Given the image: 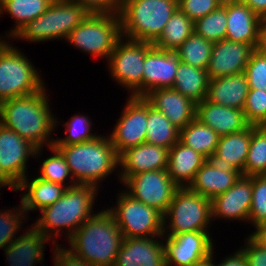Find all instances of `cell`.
I'll use <instances>...</instances> for the list:
<instances>
[{
	"instance_id": "21",
	"label": "cell",
	"mask_w": 266,
	"mask_h": 266,
	"mask_svg": "<svg viewBox=\"0 0 266 266\" xmlns=\"http://www.w3.org/2000/svg\"><path fill=\"white\" fill-rule=\"evenodd\" d=\"M123 238L114 266H166L163 240Z\"/></svg>"
},
{
	"instance_id": "51",
	"label": "cell",
	"mask_w": 266,
	"mask_h": 266,
	"mask_svg": "<svg viewBox=\"0 0 266 266\" xmlns=\"http://www.w3.org/2000/svg\"><path fill=\"white\" fill-rule=\"evenodd\" d=\"M10 187L14 192L17 191V185L2 171L0 167V189Z\"/></svg>"
},
{
	"instance_id": "33",
	"label": "cell",
	"mask_w": 266,
	"mask_h": 266,
	"mask_svg": "<svg viewBox=\"0 0 266 266\" xmlns=\"http://www.w3.org/2000/svg\"><path fill=\"white\" fill-rule=\"evenodd\" d=\"M219 137L213 129L195 118L180 129L179 141L207 158L215 153Z\"/></svg>"
},
{
	"instance_id": "28",
	"label": "cell",
	"mask_w": 266,
	"mask_h": 266,
	"mask_svg": "<svg viewBox=\"0 0 266 266\" xmlns=\"http://www.w3.org/2000/svg\"><path fill=\"white\" fill-rule=\"evenodd\" d=\"M27 178H24L17 185V191L24 192L25 190L20 203L26 214L29 213L28 211L42 210L54 204L63 196L67 189L62 184L47 181L38 176L30 180V182Z\"/></svg>"
},
{
	"instance_id": "13",
	"label": "cell",
	"mask_w": 266,
	"mask_h": 266,
	"mask_svg": "<svg viewBox=\"0 0 266 266\" xmlns=\"http://www.w3.org/2000/svg\"><path fill=\"white\" fill-rule=\"evenodd\" d=\"M120 118L109 134L117 155L145 142L147 130V101L129 96Z\"/></svg>"
},
{
	"instance_id": "9",
	"label": "cell",
	"mask_w": 266,
	"mask_h": 266,
	"mask_svg": "<svg viewBox=\"0 0 266 266\" xmlns=\"http://www.w3.org/2000/svg\"><path fill=\"white\" fill-rule=\"evenodd\" d=\"M121 37L119 14L90 13L66 40L86 54L108 60Z\"/></svg>"
},
{
	"instance_id": "19",
	"label": "cell",
	"mask_w": 266,
	"mask_h": 266,
	"mask_svg": "<svg viewBox=\"0 0 266 266\" xmlns=\"http://www.w3.org/2000/svg\"><path fill=\"white\" fill-rule=\"evenodd\" d=\"M252 126L246 129L219 137L214 154L206 158V161L214 168L225 172H241L248 156L251 140Z\"/></svg>"
},
{
	"instance_id": "37",
	"label": "cell",
	"mask_w": 266,
	"mask_h": 266,
	"mask_svg": "<svg viewBox=\"0 0 266 266\" xmlns=\"http://www.w3.org/2000/svg\"><path fill=\"white\" fill-rule=\"evenodd\" d=\"M227 30V5L205 15L194 22V32L213 43L225 39Z\"/></svg>"
},
{
	"instance_id": "20",
	"label": "cell",
	"mask_w": 266,
	"mask_h": 266,
	"mask_svg": "<svg viewBox=\"0 0 266 266\" xmlns=\"http://www.w3.org/2000/svg\"><path fill=\"white\" fill-rule=\"evenodd\" d=\"M169 149L149 143L129 148L119 155L121 167L118 179L123 183L127 178L141 172L167 170Z\"/></svg>"
},
{
	"instance_id": "32",
	"label": "cell",
	"mask_w": 266,
	"mask_h": 266,
	"mask_svg": "<svg viewBox=\"0 0 266 266\" xmlns=\"http://www.w3.org/2000/svg\"><path fill=\"white\" fill-rule=\"evenodd\" d=\"M147 132L145 142L170 149L179 141L180 129L147 102Z\"/></svg>"
},
{
	"instance_id": "53",
	"label": "cell",
	"mask_w": 266,
	"mask_h": 266,
	"mask_svg": "<svg viewBox=\"0 0 266 266\" xmlns=\"http://www.w3.org/2000/svg\"><path fill=\"white\" fill-rule=\"evenodd\" d=\"M214 257V251L212 250L211 255L199 262L198 264H194L193 266H215L213 258Z\"/></svg>"
},
{
	"instance_id": "39",
	"label": "cell",
	"mask_w": 266,
	"mask_h": 266,
	"mask_svg": "<svg viewBox=\"0 0 266 266\" xmlns=\"http://www.w3.org/2000/svg\"><path fill=\"white\" fill-rule=\"evenodd\" d=\"M65 132L64 138L55 139L54 145H73L79 144L85 141H90L99 135L96 133H91L92 122L89 120L88 116L84 115H73L68 122H65Z\"/></svg>"
},
{
	"instance_id": "26",
	"label": "cell",
	"mask_w": 266,
	"mask_h": 266,
	"mask_svg": "<svg viewBox=\"0 0 266 266\" xmlns=\"http://www.w3.org/2000/svg\"><path fill=\"white\" fill-rule=\"evenodd\" d=\"M249 84L244 72L209 80L206 100L222 106L244 109Z\"/></svg>"
},
{
	"instance_id": "11",
	"label": "cell",
	"mask_w": 266,
	"mask_h": 266,
	"mask_svg": "<svg viewBox=\"0 0 266 266\" xmlns=\"http://www.w3.org/2000/svg\"><path fill=\"white\" fill-rule=\"evenodd\" d=\"M146 54V41L131 40L122 36L109 56V75L122 87L129 89V96L143 97V65Z\"/></svg>"
},
{
	"instance_id": "38",
	"label": "cell",
	"mask_w": 266,
	"mask_h": 266,
	"mask_svg": "<svg viewBox=\"0 0 266 266\" xmlns=\"http://www.w3.org/2000/svg\"><path fill=\"white\" fill-rule=\"evenodd\" d=\"M49 149L53 152V156L51 155L42 162L38 177L64 186L66 185V187L76 185L62 153L55 146H51ZM66 180H70V185L69 183L65 184Z\"/></svg>"
},
{
	"instance_id": "18",
	"label": "cell",
	"mask_w": 266,
	"mask_h": 266,
	"mask_svg": "<svg viewBox=\"0 0 266 266\" xmlns=\"http://www.w3.org/2000/svg\"><path fill=\"white\" fill-rule=\"evenodd\" d=\"M252 200V176H241L225 193L211 200L212 219L249 221Z\"/></svg>"
},
{
	"instance_id": "48",
	"label": "cell",
	"mask_w": 266,
	"mask_h": 266,
	"mask_svg": "<svg viewBox=\"0 0 266 266\" xmlns=\"http://www.w3.org/2000/svg\"><path fill=\"white\" fill-rule=\"evenodd\" d=\"M224 258L219 264H215V266H248L245 254L241 248L237 249L234 254Z\"/></svg>"
},
{
	"instance_id": "44",
	"label": "cell",
	"mask_w": 266,
	"mask_h": 266,
	"mask_svg": "<svg viewBox=\"0 0 266 266\" xmlns=\"http://www.w3.org/2000/svg\"><path fill=\"white\" fill-rule=\"evenodd\" d=\"M217 0H178V9L193 22L218 9Z\"/></svg>"
},
{
	"instance_id": "52",
	"label": "cell",
	"mask_w": 266,
	"mask_h": 266,
	"mask_svg": "<svg viewBox=\"0 0 266 266\" xmlns=\"http://www.w3.org/2000/svg\"><path fill=\"white\" fill-rule=\"evenodd\" d=\"M259 48L266 51V17L261 18V43Z\"/></svg>"
},
{
	"instance_id": "2",
	"label": "cell",
	"mask_w": 266,
	"mask_h": 266,
	"mask_svg": "<svg viewBox=\"0 0 266 266\" xmlns=\"http://www.w3.org/2000/svg\"><path fill=\"white\" fill-rule=\"evenodd\" d=\"M123 238L106 208L92 215L67 239L68 250L90 266H114Z\"/></svg>"
},
{
	"instance_id": "47",
	"label": "cell",
	"mask_w": 266,
	"mask_h": 266,
	"mask_svg": "<svg viewBox=\"0 0 266 266\" xmlns=\"http://www.w3.org/2000/svg\"><path fill=\"white\" fill-rule=\"evenodd\" d=\"M57 242L52 243L54 247V266H90L84 260L79 257H76L71 253L66 247L62 248L61 244H56Z\"/></svg>"
},
{
	"instance_id": "36",
	"label": "cell",
	"mask_w": 266,
	"mask_h": 266,
	"mask_svg": "<svg viewBox=\"0 0 266 266\" xmlns=\"http://www.w3.org/2000/svg\"><path fill=\"white\" fill-rule=\"evenodd\" d=\"M266 175V126H252L248 156L242 176Z\"/></svg>"
},
{
	"instance_id": "40",
	"label": "cell",
	"mask_w": 266,
	"mask_h": 266,
	"mask_svg": "<svg viewBox=\"0 0 266 266\" xmlns=\"http://www.w3.org/2000/svg\"><path fill=\"white\" fill-rule=\"evenodd\" d=\"M249 222L256 228L266 224V175H252Z\"/></svg>"
},
{
	"instance_id": "50",
	"label": "cell",
	"mask_w": 266,
	"mask_h": 266,
	"mask_svg": "<svg viewBox=\"0 0 266 266\" xmlns=\"http://www.w3.org/2000/svg\"><path fill=\"white\" fill-rule=\"evenodd\" d=\"M250 235L263 247L266 248V224H263L256 228L255 231Z\"/></svg>"
},
{
	"instance_id": "15",
	"label": "cell",
	"mask_w": 266,
	"mask_h": 266,
	"mask_svg": "<svg viewBox=\"0 0 266 266\" xmlns=\"http://www.w3.org/2000/svg\"><path fill=\"white\" fill-rule=\"evenodd\" d=\"M42 155L41 148L23 139L14 130L0 124V167L18 185L26 178L29 157Z\"/></svg>"
},
{
	"instance_id": "5",
	"label": "cell",
	"mask_w": 266,
	"mask_h": 266,
	"mask_svg": "<svg viewBox=\"0 0 266 266\" xmlns=\"http://www.w3.org/2000/svg\"><path fill=\"white\" fill-rule=\"evenodd\" d=\"M177 9L176 0H121V35L153 43Z\"/></svg>"
},
{
	"instance_id": "16",
	"label": "cell",
	"mask_w": 266,
	"mask_h": 266,
	"mask_svg": "<svg viewBox=\"0 0 266 266\" xmlns=\"http://www.w3.org/2000/svg\"><path fill=\"white\" fill-rule=\"evenodd\" d=\"M179 63L175 51L159 49L147 42L143 65V96L154 89L172 88Z\"/></svg>"
},
{
	"instance_id": "46",
	"label": "cell",
	"mask_w": 266,
	"mask_h": 266,
	"mask_svg": "<svg viewBox=\"0 0 266 266\" xmlns=\"http://www.w3.org/2000/svg\"><path fill=\"white\" fill-rule=\"evenodd\" d=\"M93 14H119L121 0H74Z\"/></svg>"
},
{
	"instance_id": "6",
	"label": "cell",
	"mask_w": 266,
	"mask_h": 266,
	"mask_svg": "<svg viewBox=\"0 0 266 266\" xmlns=\"http://www.w3.org/2000/svg\"><path fill=\"white\" fill-rule=\"evenodd\" d=\"M90 13L74 0H53L48 9L33 21L28 22L11 39L26 42H44L66 39Z\"/></svg>"
},
{
	"instance_id": "7",
	"label": "cell",
	"mask_w": 266,
	"mask_h": 266,
	"mask_svg": "<svg viewBox=\"0 0 266 266\" xmlns=\"http://www.w3.org/2000/svg\"><path fill=\"white\" fill-rule=\"evenodd\" d=\"M0 40V103L35 94L45 88L39 72L24 53Z\"/></svg>"
},
{
	"instance_id": "41",
	"label": "cell",
	"mask_w": 266,
	"mask_h": 266,
	"mask_svg": "<svg viewBox=\"0 0 266 266\" xmlns=\"http://www.w3.org/2000/svg\"><path fill=\"white\" fill-rule=\"evenodd\" d=\"M18 207V208H17ZM11 210H0V249L5 248L13 242V238L22 228L24 220L27 218L21 204ZM23 221V222H22Z\"/></svg>"
},
{
	"instance_id": "17",
	"label": "cell",
	"mask_w": 266,
	"mask_h": 266,
	"mask_svg": "<svg viewBox=\"0 0 266 266\" xmlns=\"http://www.w3.org/2000/svg\"><path fill=\"white\" fill-rule=\"evenodd\" d=\"M255 50L253 45L227 39L215 42L207 68L209 78L214 79L244 72Z\"/></svg>"
},
{
	"instance_id": "27",
	"label": "cell",
	"mask_w": 266,
	"mask_h": 266,
	"mask_svg": "<svg viewBox=\"0 0 266 266\" xmlns=\"http://www.w3.org/2000/svg\"><path fill=\"white\" fill-rule=\"evenodd\" d=\"M206 157L178 141L168 154L167 172L179 187H188Z\"/></svg>"
},
{
	"instance_id": "42",
	"label": "cell",
	"mask_w": 266,
	"mask_h": 266,
	"mask_svg": "<svg viewBox=\"0 0 266 266\" xmlns=\"http://www.w3.org/2000/svg\"><path fill=\"white\" fill-rule=\"evenodd\" d=\"M243 112L249 125L266 126V91L249 89Z\"/></svg>"
},
{
	"instance_id": "14",
	"label": "cell",
	"mask_w": 266,
	"mask_h": 266,
	"mask_svg": "<svg viewBox=\"0 0 266 266\" xmlns=\"http://www.w3.org/2000/svg\"><path fill=\"white\" fill-rule=\"evenodd\" d=\"M162 238L166 266H193L208 258L214 250L208 231L184 232Z\"/></svg>"
},
{
	"instance_id": "12",
	"label": "cell",
	"mask_w": 266,
	"mask_h": 266,
	"mask_svg": "<svg viewBox=\"0 0 266 266\" xmlns=\"http://www.w3.org/2000/svg\"><path fill=\"white\" fill-rule=\"evenodd\" d=\"M125 192L134 199L159 211H167L179 186L170 178L167 170L141 172L123 182ZM128 189V190H127Z\"/></svg>"
},
{
	"instance_id": "4",
	"label": "cell",
	"mask_w": 266,
	"mask_h": 266,
	"mask_svg": "<svg viewBox=\"0 0 266 266\" xmlns=\"http://www.w3.org/2000/svg\"><path fill=\"white\" fill-rule=\"evenodd\" d=\"M54 146L64 156L76 184L98 188L99 182L119 167V156L107 135L79 144Z\"/></svg>"
},
{
	"instance_id": "54",
	"label": "cell",
	"mask_w": 266,
	"mask_h": 266,
	"mask_svg": "<svg viewBox=\"0 0 266 266\" xmlns=\"http://www.w3.org/2000/svg\"><path fill=\"white\" fill-rule=\"evenodd\" d=\"M218 3L221 5V6H225V5H228V4H233V3H238L240 2V0H217Z\"/></svg>"
},
{
	"instance_id": "29",
	"label": "cell",
	"mask_w": 266,
	"mask_h": 266,
	"mask_svg": "<svg viewBox=\"0 0 266 266\" xmlns=\"http://www.w3.org/2000/svg\"><path fill=\"white\" fill-rule=\"evenodd\" d=\"M241 176V172H225L212 167L206 161L196 172L188 188L212 200L215 196L225 193Z\"/></svg>"
},
{
	"instance_id": "49",
	"label": "cell",
	"mask_w": 266,
	"mask_h": 266,
	"mask_svg": "<svg viewBox=\"0 0 266 266\" xmlns=\"http://www.w3.org/2000/svg\"><path fill=\"white\" fill-rule=\"evenodd\" d=\"M248 5L260 18L266 17V0H240Z\"/></svg>"
},
{
	"instance_id": "31",
	"label": "cell",
	"mask_w": 266,
	"mask_h": 266,
	"mask_svg": "<svg viewBox=\"0 0 266 266\" xmlns=\"http://www.w3.org/2000/svg\"><path fill=\"white\" fill-rule=\"evenodd\" d=\"M52 2L53 0H0V15L5 11L15 20V26L6 36L12 38L28 22L41 16Z\"/></svg>"
},
{
	"instance_id": "23",
	"label": "cell",
	"mask_w": 266,
	"mask_h": 266,
	"mask_svg": "<svg viewBox=\"0 0 266 266\" xmlns=\"http://www.w3.org/2000/svg\"><path fill=\"white\" fill-rule=\"evenodd\" d=\"M225 39L258 49L261 43V18L242 2L228 4Z\"/></svg>"
},
{
	"instance_id": "43",
	"label": "cell",
	"mask_w": 266,
	"mask_h": 266,
	"mask_svg": "<svg viewBox=\"0 0 266 266\" xmlns=\"http://www.w3.org/2000/svg\"><path fill=\"white\" fill-rule=\"evenodd\" d=\"M249 89L266 91V51L256 49L245 67Z\"/></svg>"
},
{
	"instance_id": "8",
	"label": "cell",
	"mask_w": 266,
	"mask_h": 266,
	"mask_svg": "<svg viewBox=\"0 0 266 266\" xmlns=\"http://www.w3.org/2000/svg\"><path fill=\"white\" fill-rule=\"evenodd\" d=\"M210 221H212L211 200L191 191L188 187H179L163 215V236L209 231Z\"/></svg>"
},
{
	"instance_id": "3",
	"label": "cell",
	"mask_w": 266,
	"mask_h": 266,
	"mask_svg": "<svg viewBox=\"0 0 266 266\" xmlns=\"http://www.w3.org/2000/svg\"><path fill=\"white\" fill-rule=\"evenodd\" d=\"M97 194L98 188L93 185L76 184L67 187L60 199L40 210V218L32 225L45 237L51 240L53 238L52 242L55 241L54 237L61 236V231H65V236L67 235L69 239L85 221L94 215L92 212Z\"/></svg>"
},
{
	"instance_id": "25",
	"label": "cell",
	"mask_w": 266,
	"mask_h": 266,
	"mask_svg": "<svg viewBox=\"0 0 266 266\" xmlns=\"http://www.w3.org/2000/svg\"><path fill=\"white\" fill-rule=\"evenodd\" d=\"M26 233L14 238L13 242L6 246L5 257L10 266H35L43 262L44 248L50 239L45 237L33 225Z\"/></svg>"
},
{
	"instance_id": "30",
	"label": "cell",
	"mask_w": 266,
	"mask_h": 266,
	"mask_svg": "<svg viewBox=\"0 0 266 266\" xmlns=\"http://www.w3.org/2000/svg\"><path fill=\"white\" fill-rule=\"evenodd\" d=\"M209 80L207 70L180 61L172 88L197 104L206 99Z\"/></svg>"
},
{
	"instance_id": "45",
	"label": "cell",
	"mask_w": 266,
	"mask_h": 266,
	"mask_svg": "<svg viewBox=\"0 0 266 266\" xmlns=\"http://www.w3.org/2000/svg\"><path fill=\"white\" fill-rule=\"evenodd\" d=\"M243 250L248 266H266V248L251 235L246 238Z\"/></svg>"
},
{
	"instance_id": "24",
	"label": "cell",
	"mask_w": 266,
	"mask_h": 266,
	"mask_svg": "<svg viewBox=\"0 0 266 266\" xmlns=\"http://www.w3.org/2000/svg\"><path fill=\"white\" fill-rule=\"evenodd\" d=\"M196 119L219 136L240 132L249 126L243 109L222 106L206 99L196 104Z\"/></svg>"
},
{
	"instance_id": "22",
	"label": "cell",
	"mask_w": 266,
	"mask_h": 266,
	"mask_svg": "<svg viewBox=\"0 0 266 266\" xmlns=\"http://www.w3.org/2000/svg\"><path fill=\"white\" fill-rule=\"evenodd\" d=\"M143 97L179 129L196 118V103L173 88L154 89Z\"/></svg>"
},
{
	"instance_id": "35",
	"label": "cell",
	"mask_w": 266,
	"mask_h": 266,
	"mask_svg": "<svg viewBox=\"0 0 266 266\" xmlns=\"http://www.w3.org/2000/svg\"><path fill=\"white\" fill-rule=\"evenodd\" d=\"M213 42L193 32L176 50L181 62L207 70L212 54Z\"/></svg>"
},
{
	"instance_id": "34",
	"label": "cell",
	"mask_w": 266,
	"mask_h": 266,
	"mask_svg": "<svg viewBox=\"0 0 266 266\" xmlns=\"http://www.w3.org/2000/svg\"><path fill=\"white\" fill-rule=\"evenodd\" d=\"M193 32L194 22L177 9L152 44L159 49L175 51Z\"/></svg>"
},
{
	"instance_id": "10",
	"label": "cell",
	"mask_w": 266,
	"mask_h": 266,
	"mask_svg": "<svg viewBox=\"0 0 266 266\" xmlns=\"http://www.w3.org/2000/svg\"><path fill=\"white\" fill-rule=\"evenodd\" d=\"M122 192V193H121ZM117 195L115 207L107 208L126 238L163 236V215L131 197L123 189Z\"/></svg>"
},
{
	"instance_id": "1",
	"label": "cell",
	"mask_w": 266,
	"mask_h": 266,
	"mask_svg": "<svg viewBox=\"0 0 266 266\" xmlns=\"http://www.w3.org/2000/svg\"><path fill=\"white\" fill-rule=\"evenodd\" d=\"M46 90L0 103V124L42 150L46 145L54 146L55 140L50 134L59 122L49 107Z\"/></svg>"
}]
</instances>
